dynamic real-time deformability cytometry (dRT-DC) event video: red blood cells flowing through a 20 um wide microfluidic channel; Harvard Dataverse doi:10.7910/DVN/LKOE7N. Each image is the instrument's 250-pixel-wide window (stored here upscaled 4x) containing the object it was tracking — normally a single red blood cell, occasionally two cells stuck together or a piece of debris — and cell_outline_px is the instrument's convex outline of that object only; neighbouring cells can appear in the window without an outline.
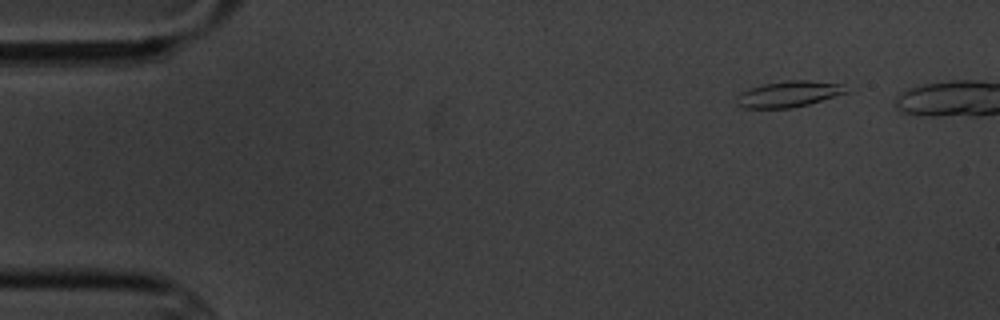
{"species": "common noctule bat (a hibernating species)", "species_latin": "Nyctalus noctula", "temperature_condition": "cold", "stored_images_in_passage": 14, "segment_of_instrument_passage": [1, 2], "camera_frame_rate_fps": 3000, "um_per_image_px": 0.085, "animal": {"sex": "male", "body_mass_g": 20.1, "forearm_length_mm": 53.5}, "frame": {"image": 1, "passage_image": 2, "time_ms": 1.0, "image_size_px": [1000, 320], "cell_outline_px": [[856, 88], [848, 92], [808, 104], [792, 108], [740, 108], [736, 104], [736, 96], [740, 92], [748, 88], [764, 84], [788, 80], [808, 80], [844, 84]], "centroid_in_image_um": [67.07, 7.99], "position_along_channel_um": 17.9, "area_um2": 16.99}}
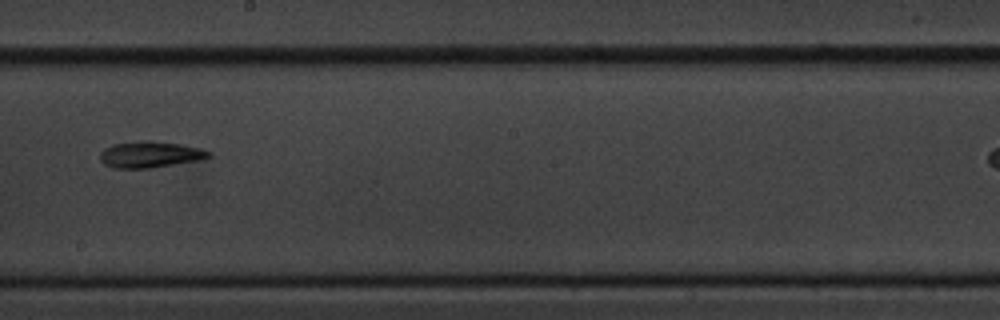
{"frame": {"image": 2, "passage_image": 9, "time_ms": 10.0, "image_size_px": [1000, 320], "cell_outline_px": [[212, 156], [200, 160], [152, 168], [112, 168], [104, 164], [100, 160], [100, 152], [104, 148], [112, 144], [144, 140], [180, 144], [200, 148], [212, 152]], "centroid_in_image_um": [12.75, 13.14], "position_along_channel_um": 235.4, "area_um2": 16.76}}
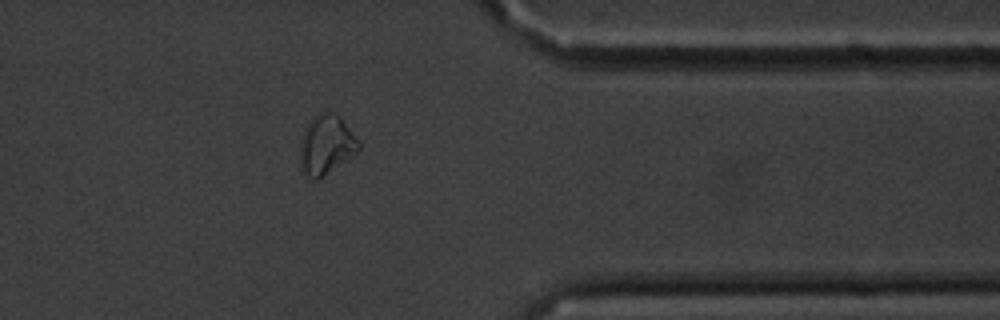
{"frame": {"image": 3, "passage_image": 13, "time_ms": 14.667, "image_size_px": [1000, 320], "cell_outline_px": [[360, 148], [356, 152], [316, 180], [312, 180], [300, 168], [300, 144], [304, 128], [320, 112], [332, 112], [340, 116], [360, 144]], "centroid_in_image_um": [27.69, 12.3], "position_along_channel_um": 383.7, "area_um2": 19.71}}